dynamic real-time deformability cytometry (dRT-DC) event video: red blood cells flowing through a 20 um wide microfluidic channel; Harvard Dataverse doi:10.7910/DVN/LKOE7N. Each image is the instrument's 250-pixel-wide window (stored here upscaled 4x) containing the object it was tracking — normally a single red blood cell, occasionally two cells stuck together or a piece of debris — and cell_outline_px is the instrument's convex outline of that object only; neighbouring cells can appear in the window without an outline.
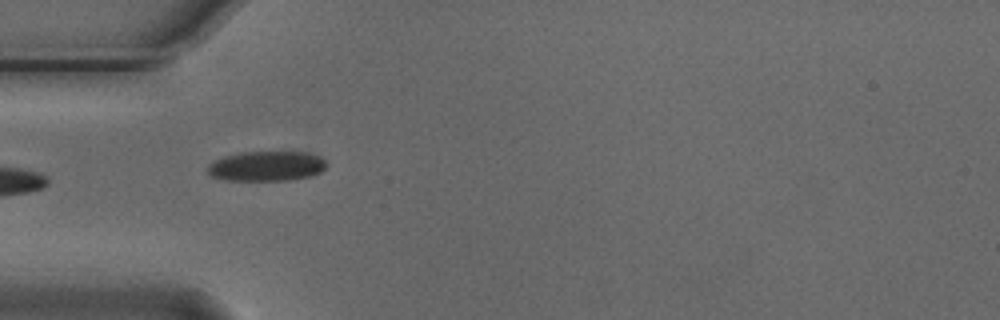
{"species": "Egyptian fruit bat (a non-hibernating species)", "species_latin": "Rousettus aegyptiacus", "temperature_condition": "cold", "stored_images_in_passage": 3, "camera_frame_rate_fps": 3000, "um_per_image_px": 0.085, "animal": {"sex": "male"}, "frame": {"image": 1, "passage_image": 3, "time_ms": 0.667, "image_size_px": [1000, 320], "cell_outline_px": [[328, 164], [320, 172], [312, 176], [288, 180], [228, 180], [212, 176], [208, 172], [208, 164], [224, 156], [240, 152], [308, 152], [320, 156]], "centroid_in_image_um": [22.69, 14.11], "position_along_channel_um": 62.3, "area_um2": 20.69}}